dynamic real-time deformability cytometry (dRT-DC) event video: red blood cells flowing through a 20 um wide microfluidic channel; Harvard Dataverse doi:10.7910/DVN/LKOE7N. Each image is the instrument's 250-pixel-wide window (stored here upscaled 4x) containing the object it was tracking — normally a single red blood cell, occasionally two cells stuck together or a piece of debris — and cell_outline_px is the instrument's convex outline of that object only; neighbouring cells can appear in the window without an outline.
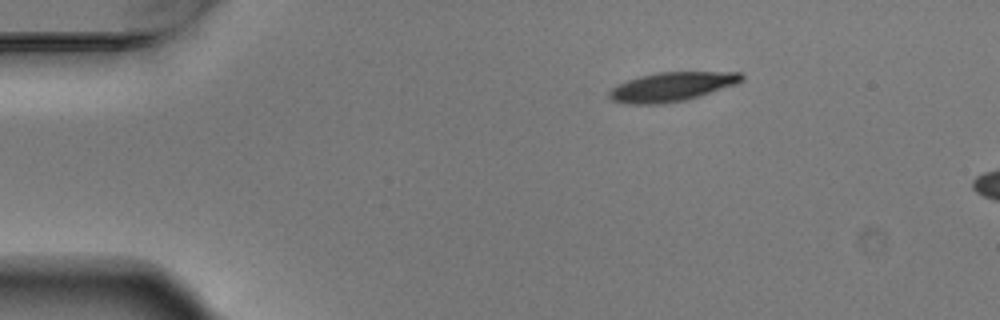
{"species": "Egyptian fruit bat (a non-hibernating species)", "species_latin": "Rousettus aegyptiacus", "temperature_condition": "warm", "stored_images_in_passage": 3, "camera_frame_rate_fps": 3000, "um_per_image_px": 0.085, "animal": {"sex": "male"}, "frame": {"image": 1, "passage_image": 1, "time_ms": 0.0, "image_size_px": [1000, 320], "cell_outline_px": [[744, 80], [736, 84], [700, 96], [684, 100], [660, 104], [628, 104], [612, 100], [608, 96], [608, 92], [616, 84], [640, 76], [656, 72], [740, 72], [744, 76]], "centroid_in_image_um": [57.09, 7.37], "position_along_channel_um": 27.9, "area_um2": 22.48}}